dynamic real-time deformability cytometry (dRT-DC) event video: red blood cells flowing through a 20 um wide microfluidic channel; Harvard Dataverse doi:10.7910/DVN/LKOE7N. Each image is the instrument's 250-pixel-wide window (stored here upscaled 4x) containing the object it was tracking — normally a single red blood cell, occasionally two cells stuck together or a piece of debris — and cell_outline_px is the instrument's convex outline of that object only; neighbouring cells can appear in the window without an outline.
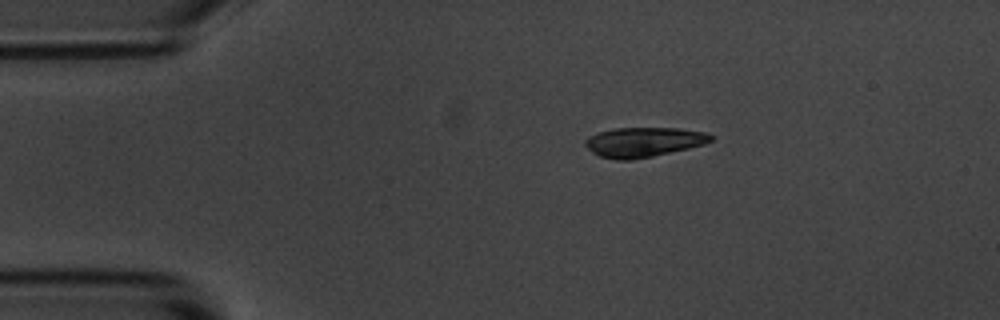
{"species": "common noctule bat (a hibernating species)", "species_latin": "Nyctalus noctula", "temperature_condition": "room temperature", "stored_images_in_passage": 2, "camera_frame_rate_fps": 3000, "um_per_image_px": 0.085, "animal": {"sex": "male", "body_mass_g": 20.1, "forearm_length_mm": 53.5}, "frame": {"image": 1, "passage_image": 1, "time_ms": 0.0, "image_size_px": [1000, 320], "cell_outline_px": [[712, 140], [704, 144], [688, 148], [652, 156], [632, 160], [616, 160], [600, 156], [592, 152], [584, 144], [584, 140], [588, 136], [600, 132], [616, 128], [676, 128], [708, 132], [712, 136]], "centroid_in_image_um": [54.69, 12.07], "position_along_channel_um": 30.3, "area_um2": 21.62}}